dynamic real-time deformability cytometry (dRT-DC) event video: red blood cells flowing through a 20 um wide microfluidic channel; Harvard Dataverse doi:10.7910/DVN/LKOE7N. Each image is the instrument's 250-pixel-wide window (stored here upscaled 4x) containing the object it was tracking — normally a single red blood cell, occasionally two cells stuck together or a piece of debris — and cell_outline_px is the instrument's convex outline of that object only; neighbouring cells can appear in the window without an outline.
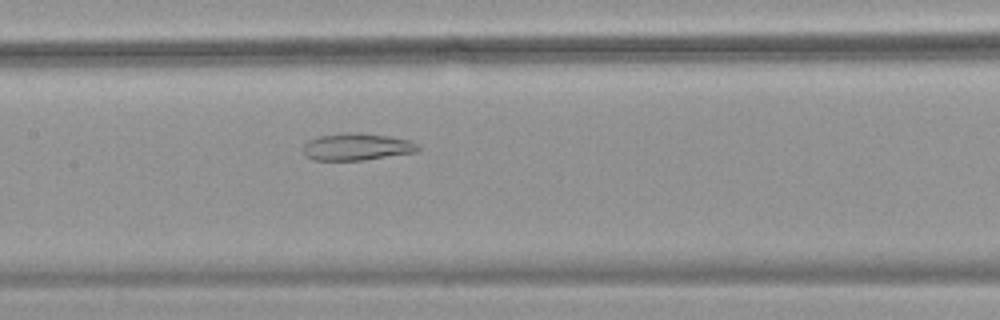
{"species": "common noctule bat (a hibernating species)", "species_latin": "Nyctalus noctula", "temperature_condition": "warm", "stored_images_in_passage": 42, "camera_frame_rate_fps": 3000, "um_per_image_px": 0.085, "animal": {"sex": "female", "body_mass_g": 18.4}, "frame": {"image": 1, "passage_image": 14, "time_ms": 4.333, "image_size_px": [1000, 320], "cell_outline_px": [[420, 148], [416, 152], [364, 160], [312, 160], [304, 152], [304, 144], [308, 140], [320, 136], [344, 132], [356, 132], [388, 136], [408, 140], [416, 144]], "centroid_in_image_um": [30.32, 12.47], "position_along_channel_um": 177.1, "area_um2": 17.98}}
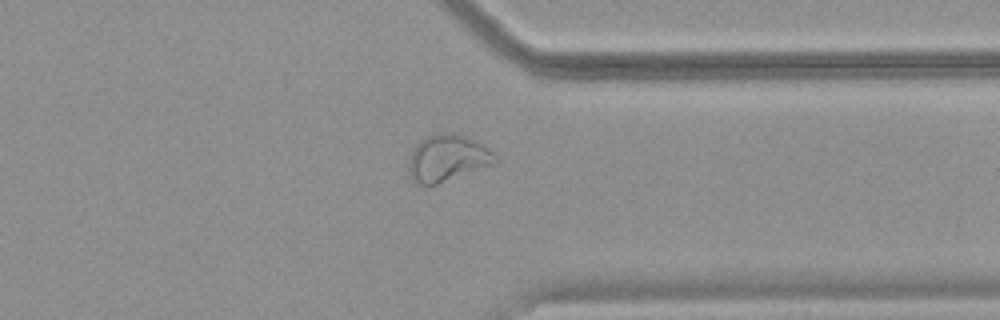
{"frame": {"image": 2, "passage_image": 30, "time_ms": 9.667, "image_size_px": [1000, 320], "cell_outline_px": [[500, 160], [496, 164], [436, 184], [416, 184], [412, 180], [408, 168], [408, 164], [412, 152], [416, 144], [420, 140], [428, 136], [440, 132], [452, 132], [476, 140], [484, 144]], "centroid_in_image_um": [38.06, 13.43], "position_along_channel_um": 373.3, "area_um2": 23.64}}
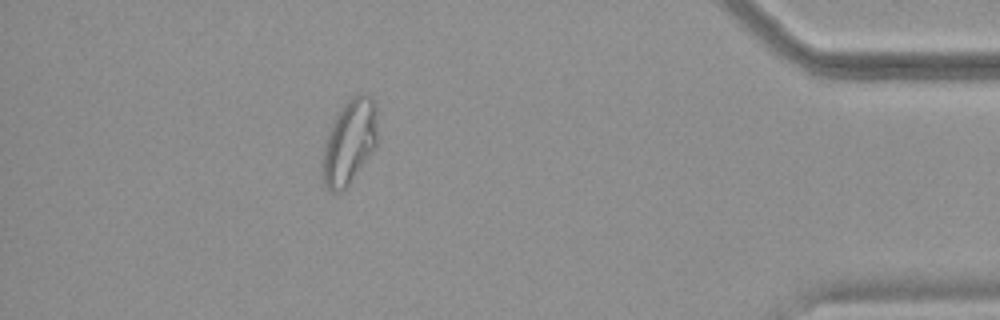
{"frame": {"image": 3, "passage_image": 36, "time_ms": 11.667, "image_size_px": [1000, 320], "cell_outline_px": [[376, 148], [344, 192], [332, 192], [324, 184], [320, 172], [324, 140], [340, 108], [352, 96], [360, 92], [368, 92], [372, 96], [376, 108]], "centroid_in_image_um": [29.68, 12.08], "position_along_channel_um": 405.5, "area_um2": 27.86}, "authors_computed_cell_mechanics": {"area_um2": 22.3108, "velocity_mm_per_s": 3.7119, "shape_relaxation_time_tau1_ms": null, "shape_relaxation_time_tau2_ms": 2.1746, "deformation_change_tau1": null, "deformation_change_tau2": 0.0966}}